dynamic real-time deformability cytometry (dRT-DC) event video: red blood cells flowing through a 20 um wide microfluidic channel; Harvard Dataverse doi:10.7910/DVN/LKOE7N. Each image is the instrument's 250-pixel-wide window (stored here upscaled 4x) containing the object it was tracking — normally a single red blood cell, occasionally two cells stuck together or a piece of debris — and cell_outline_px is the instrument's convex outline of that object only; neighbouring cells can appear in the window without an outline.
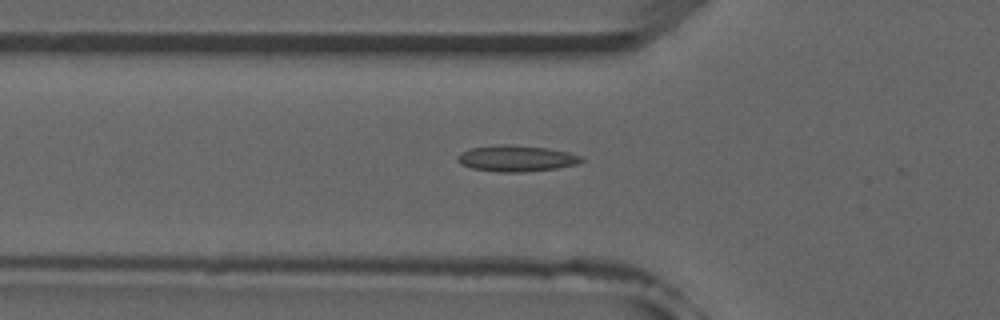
{"species": "common noctule bat (a hibernating species)", "species_latin": "Nyctalus noctula", "temperature_condition": "room temperature", "stored_images_in_passage": 52, "camera_frame_rate_fps": 3000, "um_per_image_px": 0.085, "animal": {"sex": "male", "forearm_length_mm": 52.5}, "frame": {"image": 1, "passage_image": 18, "time_ms": 5.667, "image_size_px": [1000, 320], "cell_outline_px": [[584, 160], [580, 164], [556, 168], [524, 172], [496, 172], [472, 168], [460, 164], [456, 160], [456, 156], [460, 152], [472, 148], [500, 144], [508, 144], [548, 148], [568, 152], [584, 156]], "centroid_in_image_um": [43.9, 13.47], "position_along_channel_um": 81.9, "area_um2": 19.13}}
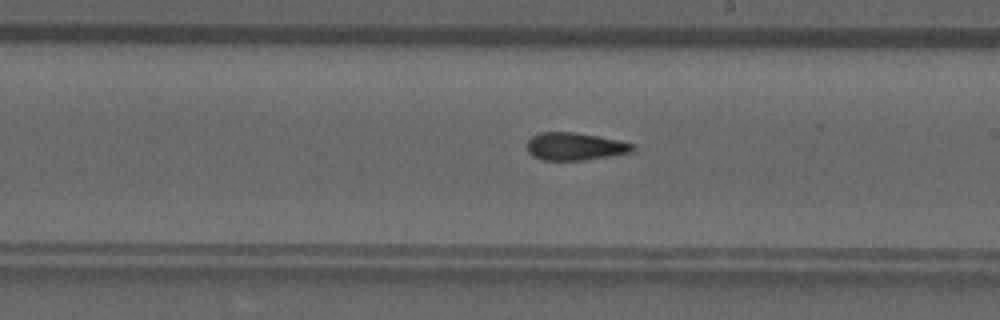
{"frame": {"image": 2, "passage_image": 30, "time_ms": 9.667, "image_size_px": [1000, 320], "cell_outline_px": [[636, 148], [632, 152], [608, 156], [580, 160], [540, 160], [532, 156], [528, 152], [528, 140], [532, 136], [540, 132], [576, 132], [636, 144]], "centroid_in_image_um": [48.86, 12.45], "position_along_channel_um": 240.1, "area_um2": 16.94}}
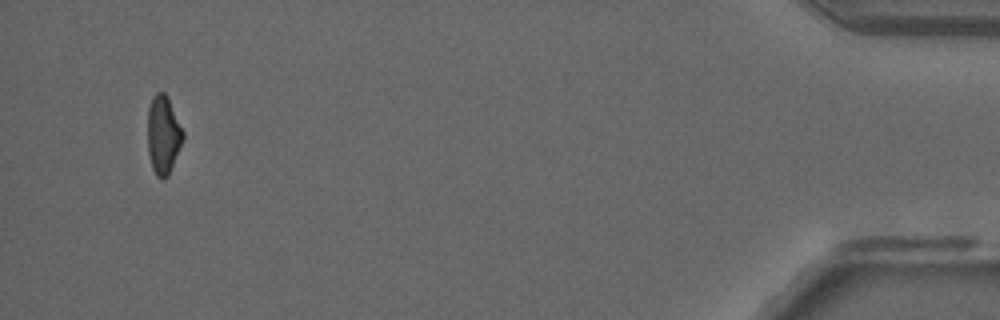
{"frame": {"image": 3, "passage_image": 50, "time_ms": 16.333, "image_size_px": [1000, 320], "cell_outline_px": [[184, 136], [168, 176], [164, 180], [156, 176], [152, 168], [148, 152], [148, 108], [152, 96], [156, 92], [164, 92], [168, 96], [184, 132]], "centroid_in_image_um": [13.87, 11.44], "position_along_channel_um": 421.3, "area_um2": 16.18}, "authors_computed_cell_mechanics": {"area_um2": 17.4556, "velocity_mm_per_s": 3.9433, "shape_relaxation_time_tau1_ms": null, "shape_relaxation_time_tau2_ms": 3.5571, "deformation_change_tau1": null, "deformation_change_tau2": 0.1122}}